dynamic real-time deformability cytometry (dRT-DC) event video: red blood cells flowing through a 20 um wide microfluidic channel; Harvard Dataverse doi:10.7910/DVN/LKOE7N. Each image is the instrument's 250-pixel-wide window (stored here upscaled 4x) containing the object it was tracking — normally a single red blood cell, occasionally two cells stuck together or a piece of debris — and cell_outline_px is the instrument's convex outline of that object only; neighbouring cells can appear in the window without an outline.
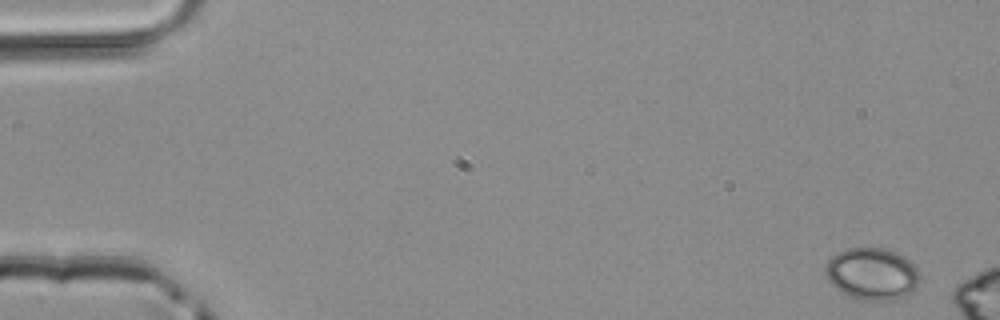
{"species": "common noctule bat (a hibernating species)", "species_latin": "Nyctalus noctula", "temperature_condition": "room temperature", "stored_images_in_passage": 8, "camera_frame_rate_fps": 3000, "um_per_image_px": 0.085, "animal": {"sex": "male", "body_mass_g": 20.4}, "frame": {"image": 1, "passage_image": 1, "time_ms": 0.0, "image_size_px": [1000, 320], "cell_outline_px": [[920, 280], [916, 288], [912, 292], [904, 296], [892, 300], [860, 300], [848, 296], [840, 292], [828, 280], [824, 272], [824, 268], [828, 260], [836, 252], [848, 248], [884, 248], [896, 252], [904, 256], [916, 268], [920, 276]], "centroid_in_image_um": [74.1, 23.28], "position_along_channel_um": 10.9, "area_um2": 28.84}}